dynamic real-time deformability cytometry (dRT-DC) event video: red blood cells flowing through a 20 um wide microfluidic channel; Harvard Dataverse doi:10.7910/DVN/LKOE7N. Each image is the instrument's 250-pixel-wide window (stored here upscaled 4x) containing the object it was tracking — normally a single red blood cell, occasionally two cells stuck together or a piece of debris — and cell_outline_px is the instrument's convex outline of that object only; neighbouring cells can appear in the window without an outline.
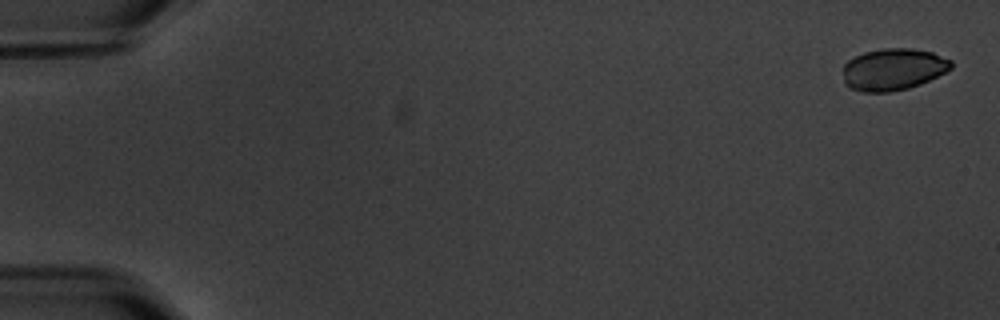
{"species": "common noctule bat (a hibernating species)", "species_latin": "Nyctalus noctula", "temperature_condition": "warm", "stored_images_in_passage": 9, "camera_frame_rate_fps": 3000, "um_per_image_px": 0.085, "animal": {"sex": "male", "body_mass_g": 20.1, "forearm_length_mm": 53.5}, "frame": {"image": 1, "passage_image": 1, "time_ms": 0.0, "image_size_px": [1000, 320], "cell_outline_px": [[952, 68], [920, 84], [908, 88], [888, 92], [864, 92], [852, 88], [844, 84], [844, 64], [848, 60], [864, 52], [884, 48], [912, 48], [932, 52], [952, 60]], "centroid_in_image_um": [75.92, 5.88], "position_along_channel_um": 9.1, "area_um2": 26.24}}
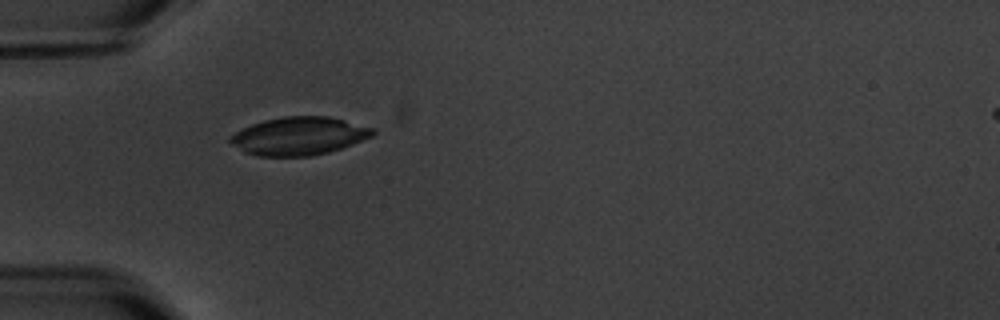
{"frame": {"image": 2, "passage_image": 6, "time_ms": 5.667, "image_size_px": [1000, 320], "cell_outline_px": [[376, 132], [372, 136], [352, 144], [328, 152], [308, 156], [256, 156], [244, 152], [232, 144], [228, 140], [228, 136], [252, 124], [264, 120], [284, 116], [328, 116], [376, 128]], "centroid_in_image_um": [25.41, 11.56], "position_along_channel_um": 59.6, "area_um2": 31.56}}
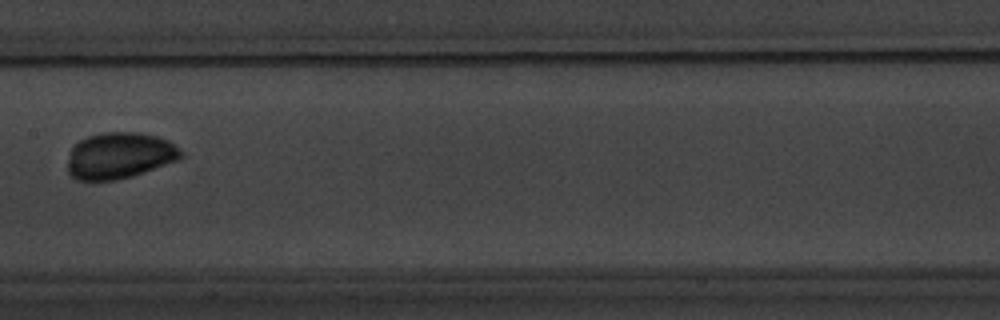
{"frame": {"image": 3, "passage_image": 9, "time_ms": 9.667, "image_size_px": [1000, 320], "cell_outline_px": [[184, 156], [180, 160], [132, 176], [116, 180], [76, 180], [68, 172], [68, 160], [72, 148], [80, 140], [88, 136], [104, 132], [140, 132], [156, 136], [168, 140], [184, 152]], "centroid_in_image_um": [10.2, 13.22], "position_along_channel_um": 197.2, "area_um2": 30.69}}